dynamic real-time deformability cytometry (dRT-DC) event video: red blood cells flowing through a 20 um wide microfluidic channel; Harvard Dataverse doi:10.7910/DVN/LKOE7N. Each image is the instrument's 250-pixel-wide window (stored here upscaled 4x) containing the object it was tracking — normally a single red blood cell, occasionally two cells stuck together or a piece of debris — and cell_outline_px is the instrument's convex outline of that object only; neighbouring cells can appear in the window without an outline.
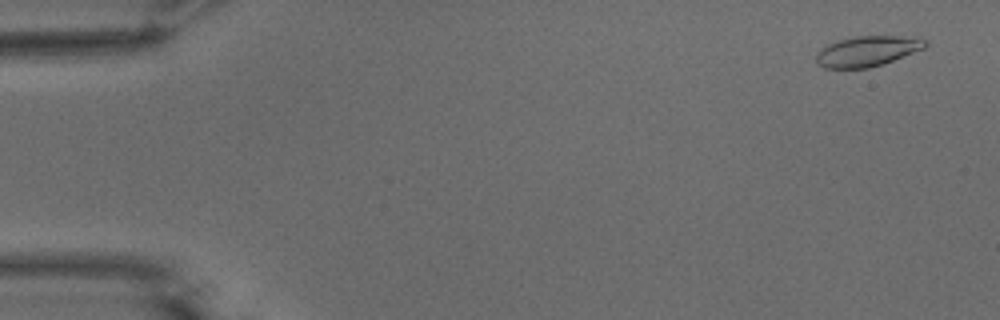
{"species": "common noctule bat (a hibernating species)", "species_latin": "Nyctalus noctula", "temperature_condition": "warm", "stored_images_in_passage": 12, "camera_frame_rate_fps": 3000, "um_per_image_px": 0.085, "animal": {"sex": "male", "body_mass_g": 15.6}, "frame": {"image": 1, "passage_image": 3, "time_ms": 0.667, "image_size_px": [1000, 320], "cell_outline_px": [[928, 44], [924, 48], [892, 60], [868, 68], [824, 68], [816, 64], [816, 52], [820, 48], [836, 40], [852, 36], [900, 36], [928, 40]], "centroid_in_image_um": [73.64, 4.34], "position_along_channel_um": 11.4, "area_um2": 19.25}}